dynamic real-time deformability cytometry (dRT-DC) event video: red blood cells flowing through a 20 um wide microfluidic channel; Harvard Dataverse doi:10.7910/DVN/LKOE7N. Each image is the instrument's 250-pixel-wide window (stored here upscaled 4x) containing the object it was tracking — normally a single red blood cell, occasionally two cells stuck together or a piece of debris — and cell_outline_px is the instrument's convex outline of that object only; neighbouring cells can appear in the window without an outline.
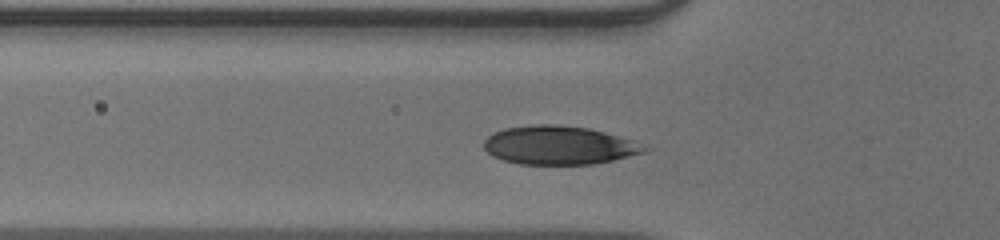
{"species": "human", "species_latin": "Homo sapiens", "temperature_condition": "warm", "stored_images_in_passage": 34, "camera_frame_rate_fps": 3000, "um_per_image_px": 0.085, "donor": {"sex": "male"}, "frame": {"image": 1, "passage_image": 9, "time_ms": 2.667, "image_size_px": [1000, 240], "cell_outline_px": [[652, 148], [644, 152], [612, 160], [592, 164], [520, 164], [504, 160], [492, 156], [484, 148], [484, 140], [492, 132], [504, 128], [532, 124], [552, 124], [588, 128], [604, 132], [632, 140]], "centroid_in_image_um": [47.49, 12.34], "position_along_channel_um": 78.3, "area_um2": 36.01}}
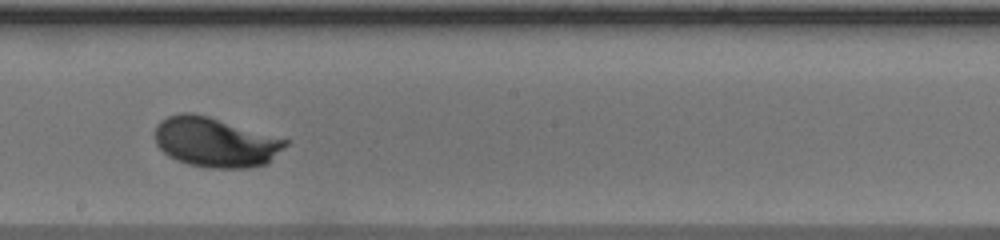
{"frame": {"image": 2, "passage_image": 20, "time_ms": 6.333, "image_size_px": [1000, 240], "cell_outline_px": [[288, 144], [264, 164], [248, 168], [208, 168], [188, 164], [176, 160], [168, 156], [156, 144], [156, 124], [160, 120], [168, 116], [180, 112], [192, 112], [208, 116], [288, 140]], "centroid_in_image_um": [18.25, 12.08], "position_along_channel_um": 230.0, "area_um2": 37.51}}
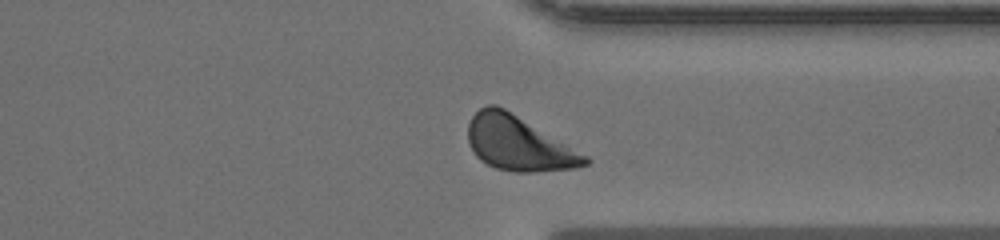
{"frame": {"image": 3, "passage_image": 30, "time_ms": 9.667, "image_size_px": [1000, 240], "cell_outline_px": [[592, 160], [588, 164], [576, 168], [536, 172], [512, 172], [496, 168], [480, 160], [472, 152], [468, 144], [468, 120], [480, 108], [488, 104], [496, 104], [504, 108], [588, 156]], "centroid_in_image_um": [44.05, 12.2], "position_along_channel_um": 367.3, "area_um2": 37.11}}